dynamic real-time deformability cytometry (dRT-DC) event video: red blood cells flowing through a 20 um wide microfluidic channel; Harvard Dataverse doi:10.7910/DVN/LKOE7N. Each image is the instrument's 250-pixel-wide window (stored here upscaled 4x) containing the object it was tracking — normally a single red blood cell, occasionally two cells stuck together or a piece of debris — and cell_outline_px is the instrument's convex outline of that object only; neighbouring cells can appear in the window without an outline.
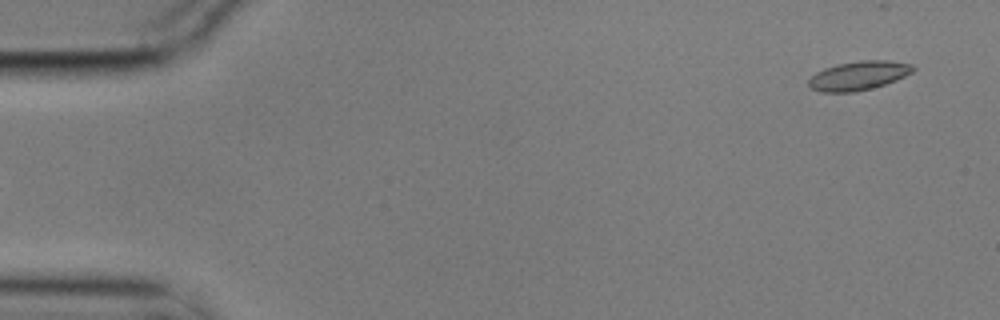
{"species": "common noctule bat (a hibernating species)", "species_latin": "Nyctalus noctula", "temperature_condition": "cold", "stored_images_in_passage": 3, "camera_frame_rate_fps": 3000, "um_per_image_px": 0.085, "animal": {"sex": "male", "body_mass_g": 17.9}, "frame": {"image": 1, "passage_image": 3, "time_ms": 0.667, "image_size_px": [1000, 320], "cell_outline_px": [[916, 68], [912, 72], [896, 80], [872, 88], [852, 92], [820, 92], [812, 88], [808, 84], [808, 80], [816, 72], [824, 68], [836, 64], [860, 60], [888, 60], [912, 64]], "centroid_in_image_um": [72.98, 6.42], "position_along_channel_um": 12.0, "area_um2": 17.63}}